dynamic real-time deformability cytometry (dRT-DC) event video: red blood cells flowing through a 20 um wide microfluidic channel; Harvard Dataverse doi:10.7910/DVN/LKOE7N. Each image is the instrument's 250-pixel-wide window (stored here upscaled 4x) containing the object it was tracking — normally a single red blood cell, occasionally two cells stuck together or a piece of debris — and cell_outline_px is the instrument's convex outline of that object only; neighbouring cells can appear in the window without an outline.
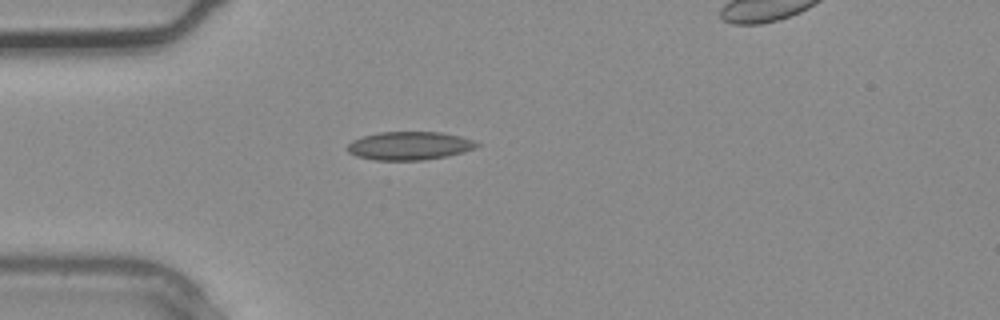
{"species": "common noctule bat (a hibernating species)", "species_latin": "Nyctalus noctula", "temperature_condition": "warm", "stored_images_in_passage": 1, "camera_frame_rate_fps": 3000, "um_per_image_px": 0.085, "animal": {"sex": "male", "body_mass_g": 20.4}, "frame": {"image": 1, "passage_image": 1, "time_ms": 0.0, "image_size_px": [1000, 320], "cell_outline_px": [[480, 144], [476, 148], [464, 152], [448, 156], [424, 160], [372, 160], [356, 156], [348, 152], [348, 144], [352, 140], [364, 136], [380, 132], [440, 132], [460, 136], [472, 140]], "centroid_in_image_um": [34.81, 12.4], "position_along_channel_um": 50.2, "area_um2": 21.39}}